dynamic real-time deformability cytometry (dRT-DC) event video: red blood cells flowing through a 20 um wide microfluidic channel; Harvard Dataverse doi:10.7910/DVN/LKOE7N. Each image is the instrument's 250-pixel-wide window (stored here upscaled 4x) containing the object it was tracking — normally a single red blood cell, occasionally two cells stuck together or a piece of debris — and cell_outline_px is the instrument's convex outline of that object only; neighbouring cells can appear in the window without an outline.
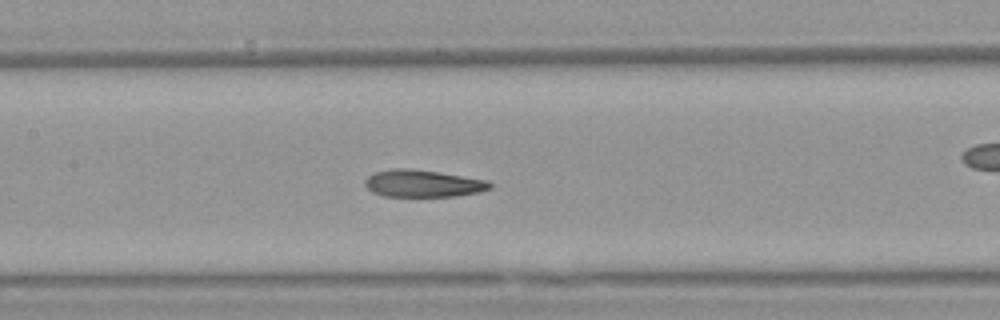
{"species": "Egyptian fruit bat (a non-hibernating species)", "species_latin": "Rousettus aegyptiacus", "temperature_condition": "warm", "stored_images_in_passage": 33, "camera_frame_rate_fps": 3000, "um_per_image_px": 0.085, "animal": {"sex": "female"}, "frame": {"image": 1, "passage_image": 15, "time_ms": 4.667, "image_size_px": [1000, 320], "cell_outline_px": [[492, 188], [480, 192], [456, 196], [384, 196], [372, 192], [364, 184], [364, 180], [368, 176], [376, 172], [392, 168], [408, 168], [440, 172], [488, 180], [492, 184]], "centroid_in_image_um": [35.96, 15.59], "position_along_channel_um": 171.4, "area_um2": 19.88}}
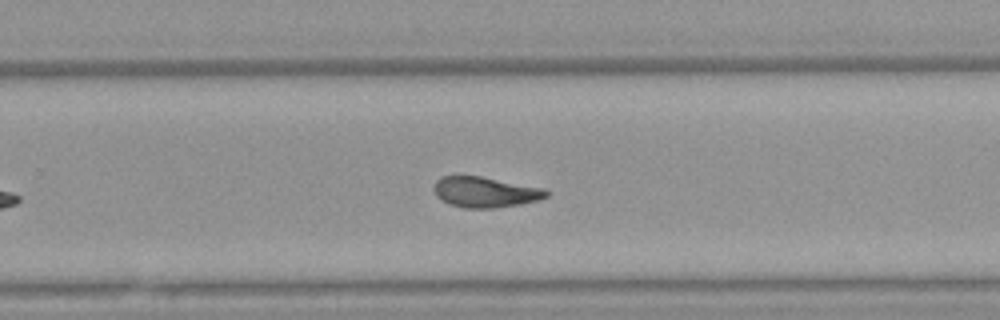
{"frame": {"image": 2, "passage_image": 24, "time_ms": 7.667, "image_size_px": [1000, 320], "cell_outline_px": [[548, 196], [540, 200], [520, 204], [496, 208], [464, 208], [452, 204], [436, 196], [432, 188], [436, 180], [440, 176], [456, 172], [480, 176], [544, 188], [548, 192]], "centroid_in_image_um": [41.18, 16.28], "position_along_channel_um": 288.6, "area_um2": 20.58}, "authors_computed_cell_mechanics": {"area_um2": 20.519, "velocity_mm_per_s": 3.9185, "shape_relaxation_time_tau1_ms": 6.3543, "shape_relaxation_time_tau2_ms": 2.7793, "deformation_change_tau1": 0.2012, "deformation_change_tau2": 0.1094}}